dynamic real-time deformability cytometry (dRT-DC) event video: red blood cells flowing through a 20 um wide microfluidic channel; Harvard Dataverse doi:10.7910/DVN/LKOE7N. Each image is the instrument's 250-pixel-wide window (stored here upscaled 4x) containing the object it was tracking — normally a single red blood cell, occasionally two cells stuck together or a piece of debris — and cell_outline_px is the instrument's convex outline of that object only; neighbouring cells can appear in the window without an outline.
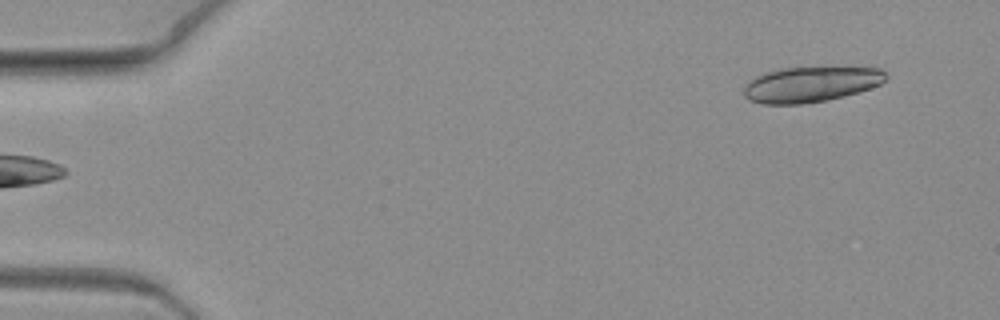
{"species": "common noctule bat (a hibernating species)", "species_latin": "Nyctalus noctula", "temperature_condition": "warm", "stored_images_in_passage": 7, "camera_frame_rate_fps": 3000, "um_per_image_px": 0.085, "animal": {"sex": "female", "body_mass_g": 19.3, "forearm_length_mm": 54.1}, "frame": {"image": 1, "passage_image": 1, "time_ms": 0.0, "image_size_px": [1000, 320], "cell_outline_px": [[888, 76], [880, 84], [856, 92], [824, 100], [800, 104], [760, 104], [748, 100], [744, 96], [744, 88], [756, 76], [764, 72], [784, 68], [880, 68]], "centroid_in_image_um": [68.86, 7.17], "position_along_channel_um": 16.1, "area_um2": 28.67}}